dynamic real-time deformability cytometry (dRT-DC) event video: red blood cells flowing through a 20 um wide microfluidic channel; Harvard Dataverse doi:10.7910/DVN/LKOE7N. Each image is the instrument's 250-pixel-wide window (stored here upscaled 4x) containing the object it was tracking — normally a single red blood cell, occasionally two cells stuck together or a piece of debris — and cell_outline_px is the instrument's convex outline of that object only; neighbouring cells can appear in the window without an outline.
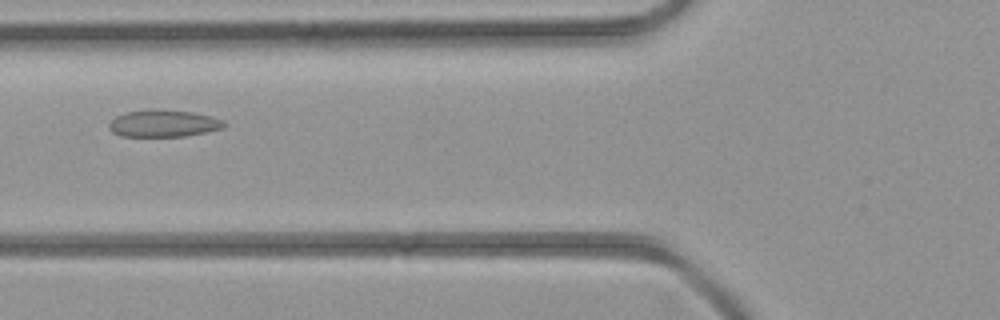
{"species": "common noctule bat (a hibernating species)", "species_latin": "Nyctalus noctula", "temperature_condition": "room temperature", "stored_images_in_passage": 37, "camera_frame_rate_fps": 3000, "um_per_image_px": 0.085, "animal": {"sex": "female", "body_mass_g": 21.9}, "frame": {"image": 1, "passage_image": 10, "time_ms": 3.0, "image_size_px": [1000, 320], "cell_outline_px": [[228, 124], [224, 128], [184, 136], [120, 136], [112, 132], [108, 128], [108, 124], [116, 116], [128, 112], [156, 108], [160, 108], [192, 112], [212, 116], [224, 120]], "centroid_in_image_um": [13.92, 10.48], "position_along_channel_um": 111.9, "area_um2": 18.32}}
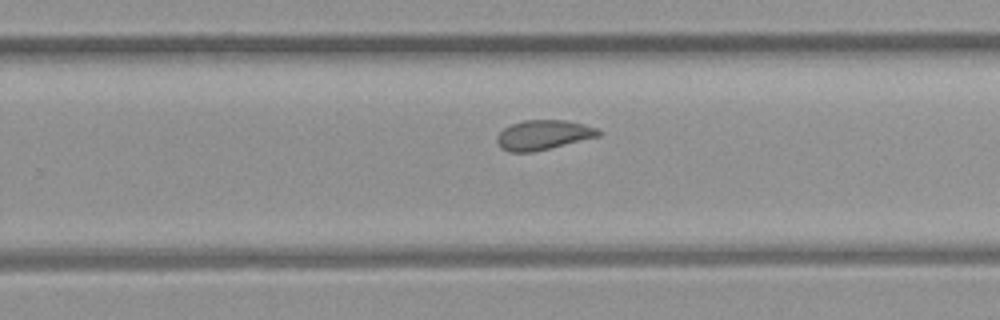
{"frame": {"image": 2, "passage_image": 21, "time_ms": 6.667, "image_size_px": [1000, 320], "cell_outline_px": [[600, 136], [532, 152], [508, 152], [500, 148], [496, 144], [496, 136], [504, 128], [512, 124], [524, 120], [564, 120], [584, 124], [596, 128], [600, 132]], "centroid_in_image_um": [46.13, 11.47], "position_along_channel_um": 283.7, "area_um2": 17.51}}
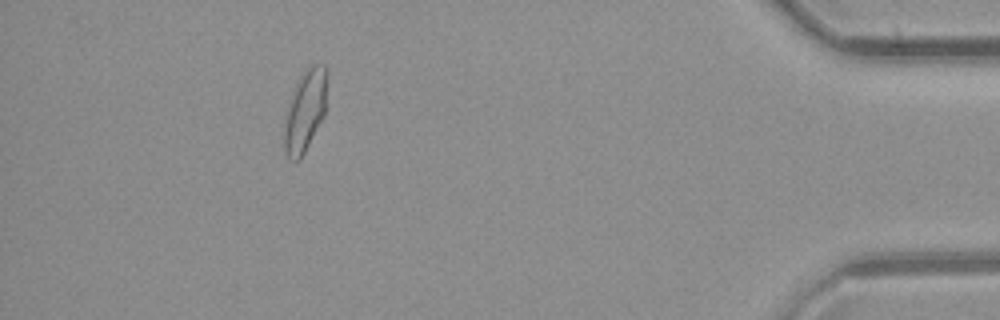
{"frame": {"image": 3, "passage_image": 33, "time_ms": 10.667, "image_size_px": [1000, 320], "cell_outline_px": [[328, 80], [324, 116], [300, 160], [288, 160], [284, 148], [284, 116], [292, 92], [304, 68], [312, 64], [324, 64], [328, 68]], "centroid_in_image_um": [25.94, 9.36], "position_along_channel_um": 409.3, "area_um2": 20.87}}